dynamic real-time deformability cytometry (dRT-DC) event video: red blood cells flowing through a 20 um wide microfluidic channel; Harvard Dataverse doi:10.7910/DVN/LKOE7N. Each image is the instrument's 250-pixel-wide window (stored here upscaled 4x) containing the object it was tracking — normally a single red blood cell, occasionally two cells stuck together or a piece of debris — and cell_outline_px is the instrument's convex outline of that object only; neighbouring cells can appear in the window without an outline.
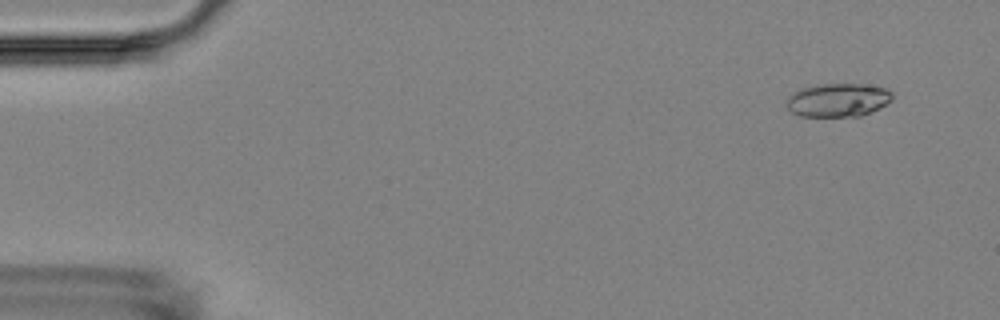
{"species": "Egyptian fruit bat (a non-hibernating species)", "species_latin": "Rousettus aegyptiacus", "temperature_condition": "room temperature", "stored_images_in_passage": 4, "camera_frame_rate_fps": 3000, "um_per_image_px": 0.085, "animal": {"sex": "female"}, "frame": {"image": 1, "passage_image": 1, "time_ms": 0.0, "image_size_px": [1000, 320], "cell_outline_px": [[892, 100], [880, 108], [860, 116], [800, 116], [792, 112], [784, 104], [788, 96], [800, 88], [816, 84], [860, 84], [884, 88], [892, 92]], "centroid_in_image_um": [71.19, 8.5], "position_along_channel_um": 13.8, "area_um2": 20.69}}
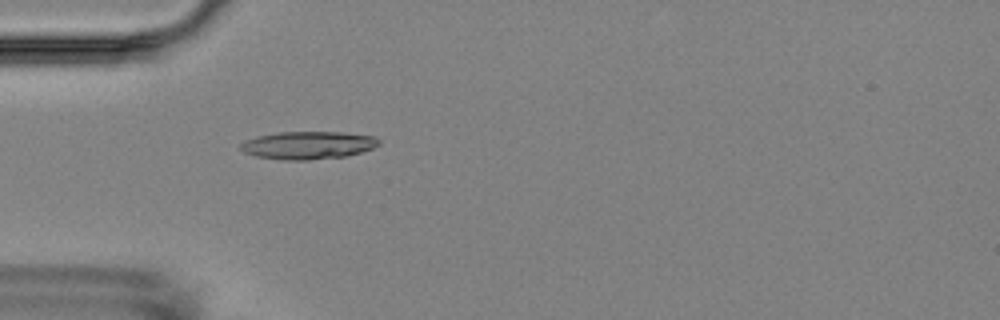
{"frame": {"image": 2, "passage_image": 4, "time_ms": 4.333, "image_size_px": [1000, 320], "cell_outline_px": [[380, 144], [372, 148], [360, 152], [344, 156], [308, 160], [280, 160], [256, 156], [244, 152], [240, 148], [240, 144], [244, 140], [256, 136], [276, 132], [344, 132], [376, 136], [380, 140]], "centroid_in_image_um": [26.17, 12.33], "position_along_channel_um": 58.8, "area_um2": 22.54}}